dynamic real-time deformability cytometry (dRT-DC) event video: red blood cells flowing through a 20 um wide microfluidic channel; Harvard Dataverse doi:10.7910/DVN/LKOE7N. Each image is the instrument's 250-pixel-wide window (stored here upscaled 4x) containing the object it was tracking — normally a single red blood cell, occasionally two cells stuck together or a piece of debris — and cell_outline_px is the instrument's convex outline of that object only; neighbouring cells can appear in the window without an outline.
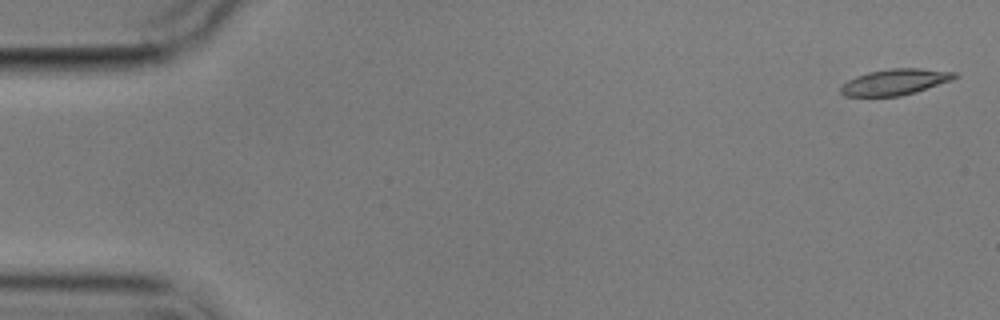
{"species": "common noctule bat (a hibernating species)", "species_latin": "Nyctalus noctula", "temperature_condition": "cold", "stored_images_in_passage": 10, "camera_frame_rate_fps": 3000, "um_per_image_px": 0.085, "animal": {"sex": "male", "body_mass_g": 17.9}, "frame": {"image": 1, "passage_image": 1, "time_ms": 0.0, "image_size_px": [1000, 320], "cell_outline_px": [[960, 76], [952, 80], [916, 92], [900, 96], [844, 96], [840, 92], [840, 88], [848, 80], [856, 76], [868, 72], [892, 68], [920, 68], [956, 72]], "centroid_in_image_um": [76.11, 6.96], "position_along_channel_um": 8.9, "area_um2": 17.28}}
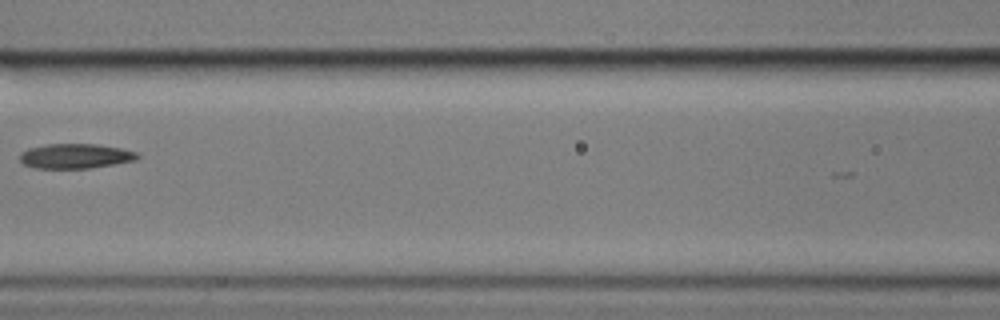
{"frame": {"image": 2, "passage_image": 7, "time_ms": 8.0, "image_size_px": [1000, 320], "cell_outline_px": [[140, 156], [136, 160], [88, 168], [32, 168], [24, 164], [20, 160], [20, 152], [28, 148], [48, 144], [96, 144], [120, 148], [136, 152]], "centroid_in_image_um": [6.37, 13.26], "position_along_channel_um": 160.2, "area_um2": 16.88}}
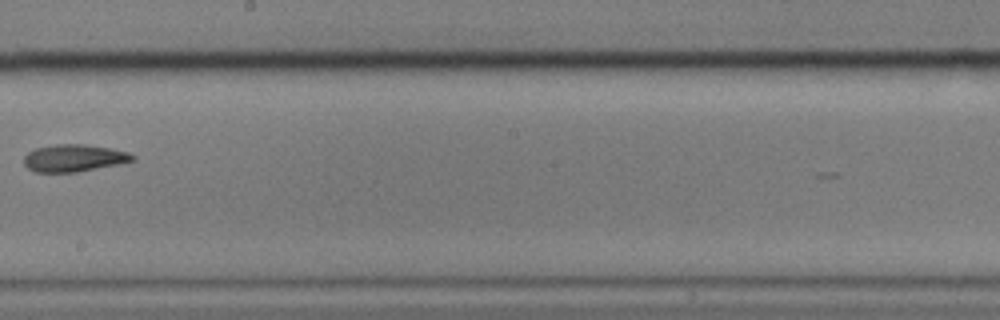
{"frame": {"image": 3, "passage_image": 9, "time_ms": 10.333, "image_size_px": [1000, 320], "cell_outline_px": [[136, 160], [120, 164], [76, 172], [36, 172], [28, 168], [24, 164], [24, 156], [28, 152], [36, 148], [56, 144], [84, 144], [108, 148], [128, 152], [136, 156]], "centroid_in_image_um": [6.3, 13.43], "position_along_channel_um": 241.9, "area_um2": 17.22}}